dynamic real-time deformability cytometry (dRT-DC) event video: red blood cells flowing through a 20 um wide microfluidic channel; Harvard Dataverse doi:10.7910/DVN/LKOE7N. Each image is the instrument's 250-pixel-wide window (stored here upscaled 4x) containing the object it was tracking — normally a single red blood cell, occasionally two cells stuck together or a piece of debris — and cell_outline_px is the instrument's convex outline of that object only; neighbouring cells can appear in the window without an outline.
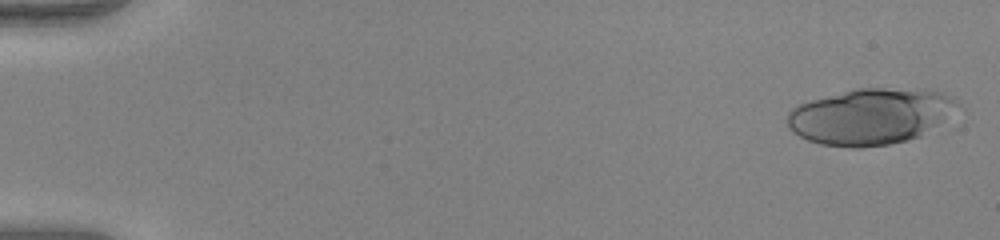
{"species": "human", "species_latin": "Homo sapiens", "temperature_condition": "warm", "stored_images_in_passage": 20, "camera_frame_rate_fps": 3000, "um_per_image_px": 0.085, "donor": {"sex": "female"}, "frame": {"image": 1, "passage_image": 1, "time_ms": 0.0, "image_size_px": [1000, 240], "cell_outline_px": [[964, 108], [956, 128], [908, 140], [888, 144], [860, 148], [852, 148], [820, 144], [808, 140], [792, 132], [788, 128], [788, 112], [792, 108], [800, 104], [812, 100], [856, 88], [884, 88], [940, 92], [956, 96]], "centroid_in_image_um": [74.33, 9.93], "position_along_channel_um": 10.7, "area_um2": 58.44}}
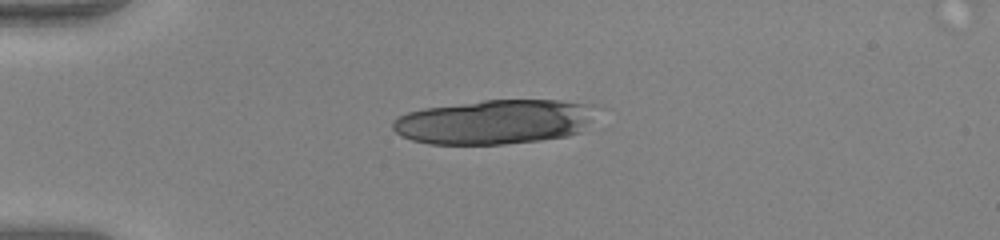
{"frame": {"image": 2, "passage_image": 13, "time_ms": 4.0, "image_size_px": [1000, 240], "cell_outline_px": [[612, 108], [580, 132], [568, 136], [540, 140], [504, 144], [428, 144], [412, 140], [400, 136], [392, 128], [392, 120], [396, 116], [408, 112], [424, 108], [484, 100], [560, 100], [600, 104]], "centroid_in_image_um": [42.27, 10.33], "position_along_channel_um": 42.7, "area_um2": 54.62}}